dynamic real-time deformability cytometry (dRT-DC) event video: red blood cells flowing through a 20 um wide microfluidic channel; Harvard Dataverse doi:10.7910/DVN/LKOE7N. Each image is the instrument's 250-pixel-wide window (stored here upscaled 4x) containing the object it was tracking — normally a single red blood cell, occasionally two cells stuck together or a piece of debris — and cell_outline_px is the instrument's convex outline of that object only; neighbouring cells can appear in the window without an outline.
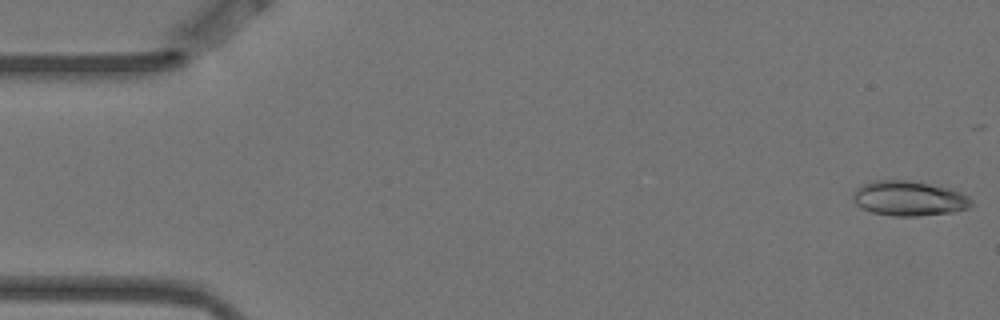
{"species": "Egyptian fruit bat (a non-hibernating species)", "species_latin": "Rousettus aegyptiacus", "temperature_condition": "warm", "stored_images_in_passage": 5, "camera_frame_rate_fps": 3000, "um_per_image_px": 0.085, "animal": {"sex": "female"}, "frame": {"image": 1, "passage_image": 1, "time_ms": 0.0, "image_size_px": [1000, 320], "cell_outline_px": [[972, 204], [968, 208], [952, 212], [916, 216], [892, 216], [872, 212], [856, 204], [852, 200], [852, 192], [856, 188], [872, 180], [908, 180], [948, 188], [968, 196], [972, 200]], "centroid_in_image_um": [77.22, 16.86], "position_along_channel_um": 7.8, "area_um2": 23.93}}
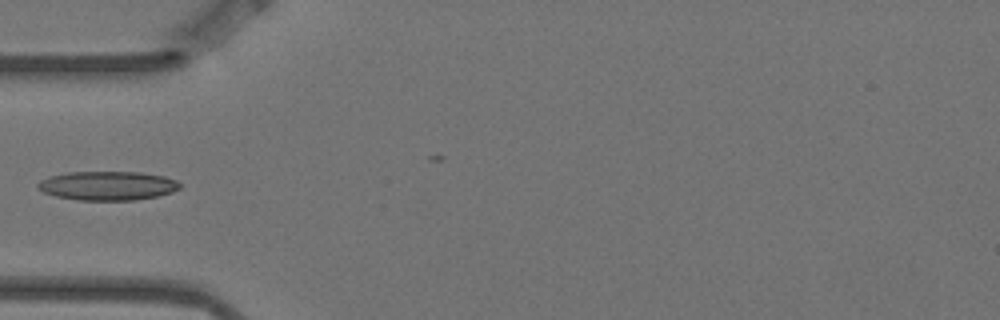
{"frame": {"image": 2, "passage_image": 5, "time_ms": 1.333, "image_size_px": [1000, 320], "cell_outline_px": [[180, 188], [172, 192], [156, 196], [136, 200], [76, 200], [56, 196], [44, 192], [36, 188], [36, 184], [40, 180], [48, 176], [68, 172], [140, 172], [164, 176], [176, 180], [180, 184]], "centroid_in_image_um": [9.11, 15.78], "position_along_channel_um": 75.9, "area_um2": 24.1}}